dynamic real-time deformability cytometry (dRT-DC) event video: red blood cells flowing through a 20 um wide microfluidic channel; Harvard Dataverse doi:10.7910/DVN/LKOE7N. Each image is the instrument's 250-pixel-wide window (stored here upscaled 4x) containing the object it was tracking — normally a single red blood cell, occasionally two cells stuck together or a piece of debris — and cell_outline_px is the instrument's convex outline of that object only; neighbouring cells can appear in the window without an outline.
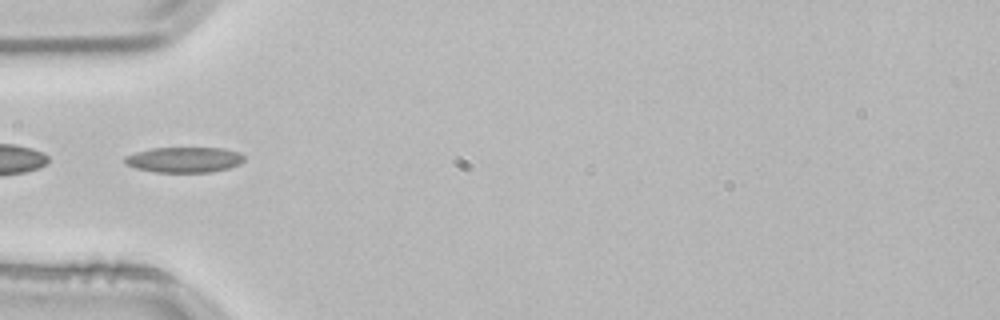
{"species": "common noctule bat (a hibernating species)", "species_latin": "Nyctalus noctula", "temperature_condition": "room temperature", "stored_images_in_passage": 4, "camera_frame_rate_fps": 3000, "um_per_image_px": 0.085, "animal": {"sex": "male", "body_mass_g": 21.5, "forearm_length_mm": 52.0}, "frame": {"image": 1, "passage_image": 4, "time_ms": 1.0, "image_size_px": [1000, 320], "cell_outline_px": [[244, 160], [240, 164], [228, 168], [212, 172], [156, 172], [136, 168], [124, 164], [124, 156], [136, 152], [152, 148], [224, 148], [240, 152], [244, 156]], "centroid_in_image_um": [15.66, 13.57], "position_along_channel_um": 69.3, "area_um2": 17.8}}